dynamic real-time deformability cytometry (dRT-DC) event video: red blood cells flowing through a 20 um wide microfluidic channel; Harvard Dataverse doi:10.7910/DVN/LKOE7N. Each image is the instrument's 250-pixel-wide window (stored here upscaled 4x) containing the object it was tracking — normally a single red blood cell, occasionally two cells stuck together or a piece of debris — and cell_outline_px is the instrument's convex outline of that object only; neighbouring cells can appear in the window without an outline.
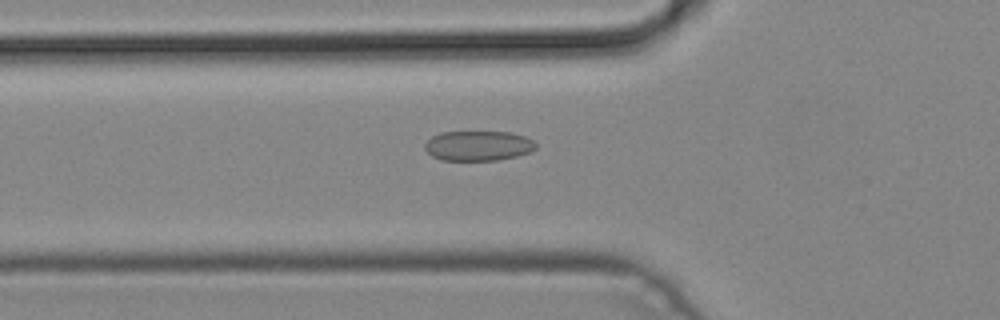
{"species": "common noctule bat (a hibernating species)", "species_latin": "Nyctalus noctula", "temperature_condition": "cold", "stored_images_in_passage": 38, "camera_frame_rate_fps": 3000, "um_per_image_px": 0.085, "animal": {"sex": "male", "body_mass_g": 19.2, "forearm_length_mm": 51.8}, "frame": {"image": 1, "passage_image": 14, "time_ms": 4.333, "image_size_px": [1000, 320], "cell_outline_px": [[536, 148], [528, 152], [516, 156], [496, 160], [440, 160], [432, 156], [424, 148], [424, 144], [432, 136], [440, 132], [508, 132], [524, 136], [532, 140], [536, 144]], "centroid_in_image_um": [40.61, 12.39], "position_along_channel_um": 85.2, "area_um2": 19.25}}
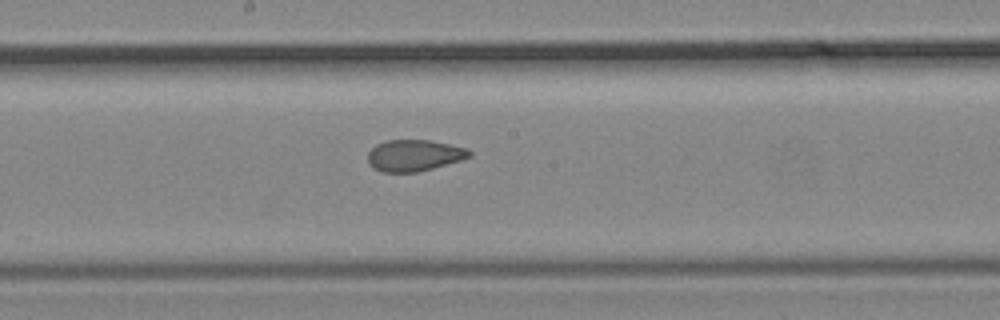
{"frame": {"image": 2, "passage_image": 23, "time_ms": 7.333, "image_size_px": [1000, 320], "cell_outline_px": [[472, 156], [460, 160], [432, 168], [416, 172], [380, 172], [372, 168], [368, 164], [368, 152], [376, 144], [388, 140], [428, 140], [468, 148], [472, 152]], "centroid_in_image_um": [35.18, 13.21], "position_along_channel_um": 213.0, "area_um2": 18.61}}
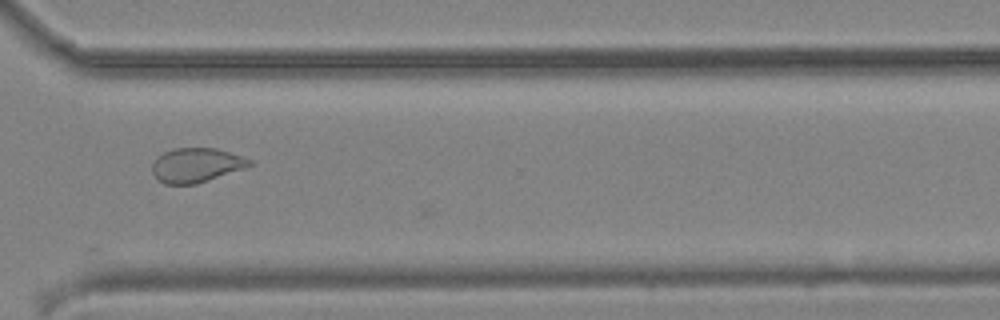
{"frame": {"image": 3, "passage_image": 33, "time_ms": 10.667, "image_size_px": [1000, 320], "cell_outline_px": [[252, 164], [244, 168], [196, 184], [164, 184], [152, 172], [152, 164], [156, 156], [172, 148], [216, 148], [252, 160]], "centroid_in_image_um": [16.64, 14.03], "position_along_channel_um": 354.0, "area_um2": 19.31}}